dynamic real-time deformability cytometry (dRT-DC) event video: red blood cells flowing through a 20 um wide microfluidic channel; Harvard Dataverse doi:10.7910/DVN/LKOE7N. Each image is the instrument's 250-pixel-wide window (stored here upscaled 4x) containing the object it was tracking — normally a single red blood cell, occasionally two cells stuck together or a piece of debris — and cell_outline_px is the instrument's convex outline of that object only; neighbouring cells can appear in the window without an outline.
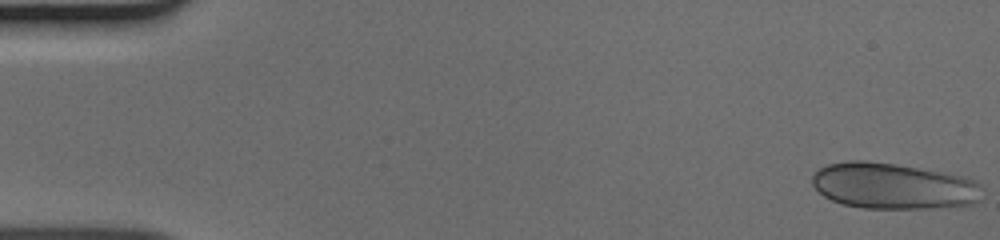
{"species": "human", "species_latin": "Homo sapiens", "temperature_condition": "cold", "stored_images_in_passage": 48, "camera_frame_rate_fps": 3000, "um_per_image_px": 0.085, "donor": {"sex": "male"}, "frame": {"image": 1, "passage_image": 1, "time_ms": 0.0, "image_size_px": [1000, 240], "cell_outline_px": [[980, 184], [976, 200], [972, 204], [928, 208], [864, 208], [844, 204], [832, 200], [824, 196], [812, 184], [812, 176], [820, 168], [828, 164], [848, 160], [864, 160], [896, 164], [960, 176], [972, 180]], "centroid_in_image_um": [75.84, 15.8], "position_along_channel_um": 9.2, "area_um2": 44.8}}
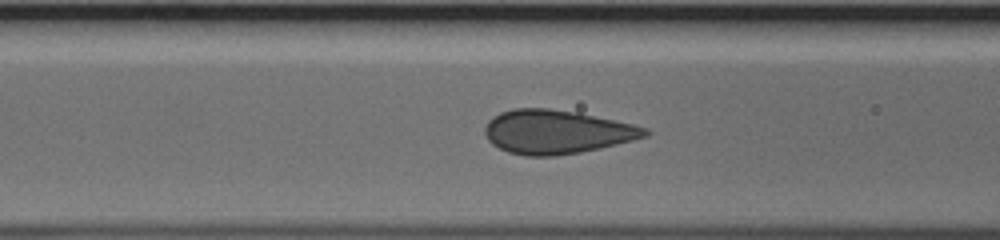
{"frame": {"image": 2, "passage_image": 20, "time_ms": 6.333, "image_size_px": [1000, 240], "cell_outline_px": [[652, 132], [648, 136], [600, 148], [580, 152], [556, 156], [524, 156], [508, 152], [492, 144], [488, 140], [484, 132], [484, 128], [488, 120], [492, 116], [500, 112], [512, 108], [548, 108], [576, 112], [632, 124], [648, 128]], "centroid_in_image_um": [47.28, 11.21], "position_along_channel_um": 119.3, "area_um2": 40.98}}
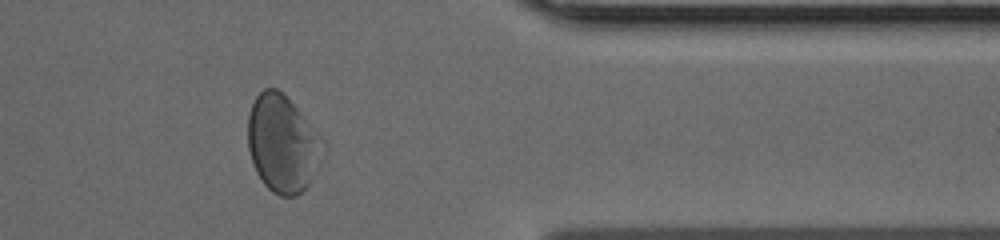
{"frame": {"image": 3, "passage_image": 41, "time_ms": 13.333, "image_size_px": [1000, 240], "cell_outline_px": [[328, 148], [320, 164], [308, 184], [296, 196], [280, 196], [272, 192], [264, 184], [256, 172], [252, 164], [248, 148], [248, 116], [252, 104], [256, 96], [264, 88], [276, 88], [296, 108], [324, 140]], "centroid_in_image_um": [24.03, 12.25], "position_along_channel_um": 387.4, "area_um2": 42.54}}